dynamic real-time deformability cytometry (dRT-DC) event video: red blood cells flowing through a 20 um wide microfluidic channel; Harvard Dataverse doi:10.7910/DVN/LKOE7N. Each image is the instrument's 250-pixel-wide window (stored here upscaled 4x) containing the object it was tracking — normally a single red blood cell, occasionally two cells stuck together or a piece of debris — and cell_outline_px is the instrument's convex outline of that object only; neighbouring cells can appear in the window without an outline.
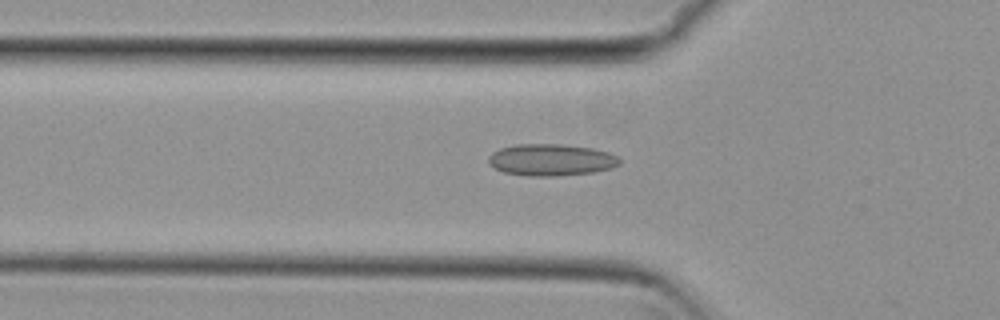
{"species": "common noctule bat (a hibernating species)", "species_latin": "Nyctalus noctula", "temperature_condition": "cold", "stored_images_in_passage": 11, "camera_frame_rate_fps": 3000, "um_per_image_px": 0.085, "animal": {"sex": "female", "body_mass_g": 29.2, "forearm_length_mm": 56.3}, "frame": {"image": 1, "passage_image": 6, "time_ms": 1.667, "image_size_px": [1000, 320], "cell_outline_px": [[620, 164], [612, 168], [592, 172], [556, 176], [528, 176], [504, 172], [488, 164], [488, 156], [492, 152], [500, 148], [516, 144], [560, 144], [592, 148], [608, 152], [616, 156], [620, 160]], "centroid_in_image_um": [46.82, 13.58], "position_along_channel_um": 79.0, "area_um2": 24.28}}
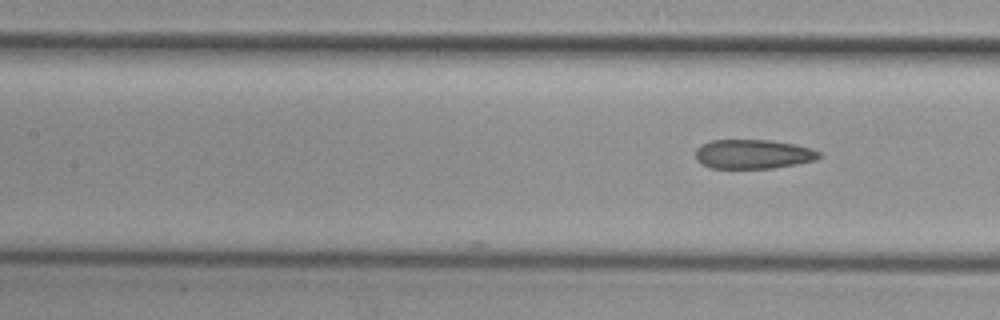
{"frame": {"image": 2, "passage_image": 11, "time_ms": 3.333, "image_size_px": [1000, 320], "cell_outline_px": [[820, 156], [816, 160], [796, 164], [772, 168], [708, 168], [700, 164], [696, 160], [696, 148], [700, 144], [712, 140], [772, 140], [796, 144], [812, 148], [820, 152]], "centroid_in_image_um": [63.99, 13.1], "position_along_channel_um": 143.4, "area_um2": 21.33}}